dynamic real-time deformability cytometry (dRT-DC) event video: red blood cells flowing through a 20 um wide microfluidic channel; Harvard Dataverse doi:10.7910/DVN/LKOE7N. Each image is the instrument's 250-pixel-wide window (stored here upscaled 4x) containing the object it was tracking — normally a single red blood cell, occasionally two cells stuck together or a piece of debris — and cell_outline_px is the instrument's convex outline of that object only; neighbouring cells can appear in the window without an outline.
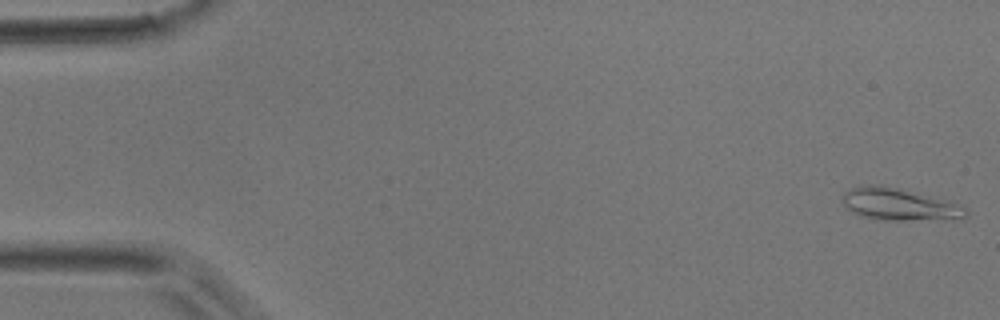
{"species": "common noctule bat (a hibernating species)", "species_latin": "Nyctalus noctula", "temperature_condition": "room temperature", "stored_images_in_passage": 46, "camera_frame_rate_fps": 3000, "um_per_image_px": 0.085, "animal": {"sex": "male", "body_mass_g": 17.9}, "frame": {"image": 1, "passage_image": 1, "time_ms": 0.0, "image_size_px": [1000, 320], "cell_outline_px": [[968, 216], [904, 220], [888, 220], [860, 216], [852, 212], [844, 204], [840, 196], [844, 192], [852, 188], [872, 184], [952, 200], [964, 204], [968, 208]], "centroid_in_image_um": [76.44, 17.36], "position_along_channel_um": 8.6, "area_um2": 22.6}}
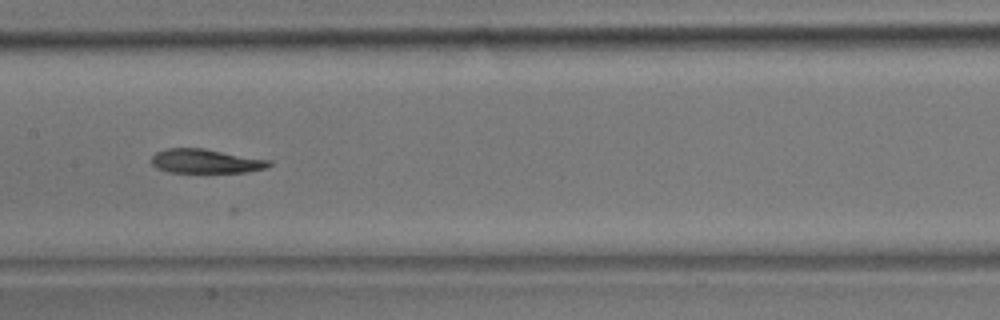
{"frame": {"image": 2, "passage_image": 23, "time_ms": 7.333, "image_size_px": [1000, 320], "cell_outline_px": [[272, 164], [268, 168], [248, 172], [168, 172], [156, 168], [152, 164], [152, 156], [156, 152], [168, 148], [204, 148], [272, 160]], "centroid_in_image_um": [17.53, 13.7], "position_along_channel_um": 189.9, "area_um2": 16.7}}
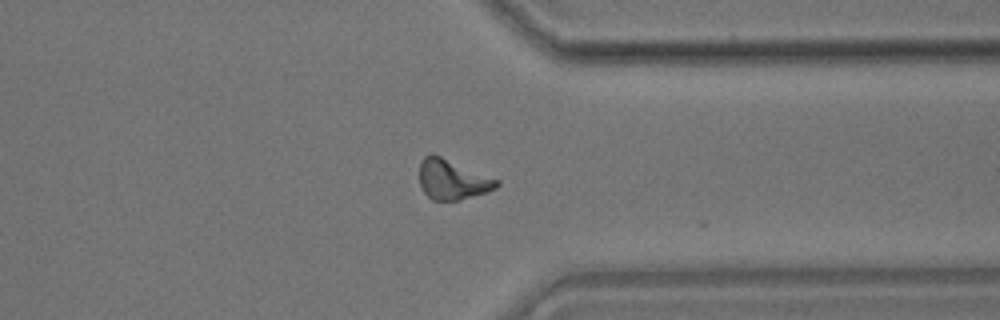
{"frame": {"image": 3, "passage_image": 36, "time_ms": 11.667, "image_size_px": [1000, 320], "cell_outline_px": [[500, 184], [496, 188], [488, 192], [460, 200], [432, 200], [424, 192], [420, 184], [420, 164], [424, 156], [432, 152], [500, 180]], "centroid_in_image_um": [38.47, 15.25], "position_along_channel_um": 372.9, "area_um2": 18.15}}